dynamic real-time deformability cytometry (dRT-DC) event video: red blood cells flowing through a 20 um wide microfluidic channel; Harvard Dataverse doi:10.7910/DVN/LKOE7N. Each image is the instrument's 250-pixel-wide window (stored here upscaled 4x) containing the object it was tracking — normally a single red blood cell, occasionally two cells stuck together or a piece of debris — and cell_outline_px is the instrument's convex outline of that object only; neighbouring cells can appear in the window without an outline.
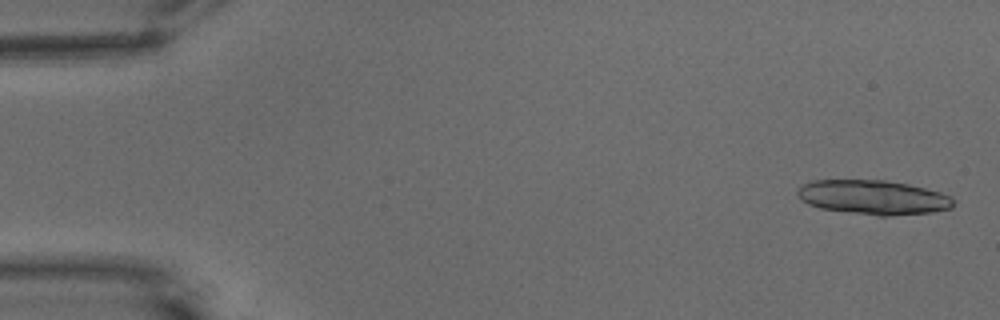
{"species": "common noctule bat (a hibernating species)", "species_latin": "Nyctalus noctula", "temperature_condition": "warm", "stored_images_in_passage": 27, "camera_frame_rate_fps": 3000, "um_per_image_px": 0.085, "animal": {"sex": "male", "body_mass_g": 15.6}, "frame": {"image": 1, "passage_image": 2, "time_ms": 0.333, "image_size_px": [1000, 320], "cell_outline_px": [[952, 208], [932, 212], [888, 216], [876, 216], [820, 208], [808, 204], [796, 192], [804, 184], [812, 180], [884, 180], [908, 184], [940, 192], [952, 196]], "centroid_in_image_um": [74.25, 16.77], "position_along_channel_um": 10.8, "area_um2": 31.04}}